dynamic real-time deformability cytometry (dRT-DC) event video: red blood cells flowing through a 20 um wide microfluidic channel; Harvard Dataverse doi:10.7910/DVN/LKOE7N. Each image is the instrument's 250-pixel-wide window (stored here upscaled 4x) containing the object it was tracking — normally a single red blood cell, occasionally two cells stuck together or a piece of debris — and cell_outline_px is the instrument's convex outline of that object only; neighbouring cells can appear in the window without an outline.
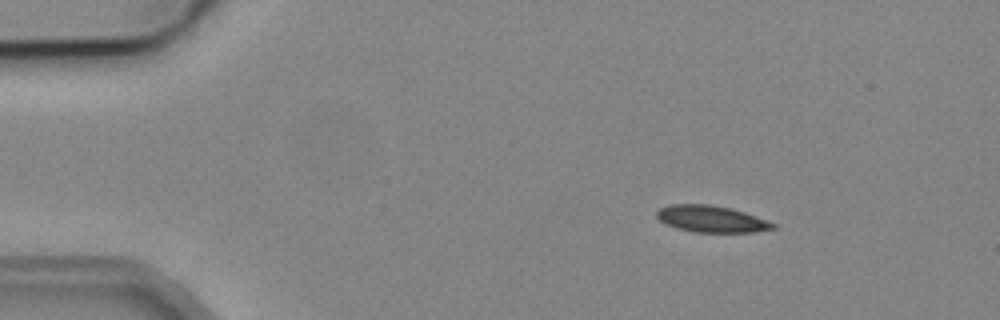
{"species": "common noctule bat (a hibernating species)", "species_latin": "Nyctalus noctula", "temperature_condition": "cold", "stored_images_in_passage": 5, "camera_frame_rate_fps": 3000, "um_per_image_px": 0.085, "animal": {"sex": "male", "body_mass_g": 19.2, "forearm_length_mm": 51.8}, "frame": {"image": 1, "passage_image": 2, "time_ms": 1.0, "image_size_px": [1000, 320], "cell_outline_px": [[776, 228], [752, 232], [696, 232], [676, 228], [664, 224], [656, 216], [656, 212], [660, 208], [672, 204], [708, 204], [728, 208], [744, 212], [756, 216], [776, 224]], "centroid_in_image_um": [60.44, 18.61], "position_along_channel_um": 24.6, "area_um2": 17.92}}